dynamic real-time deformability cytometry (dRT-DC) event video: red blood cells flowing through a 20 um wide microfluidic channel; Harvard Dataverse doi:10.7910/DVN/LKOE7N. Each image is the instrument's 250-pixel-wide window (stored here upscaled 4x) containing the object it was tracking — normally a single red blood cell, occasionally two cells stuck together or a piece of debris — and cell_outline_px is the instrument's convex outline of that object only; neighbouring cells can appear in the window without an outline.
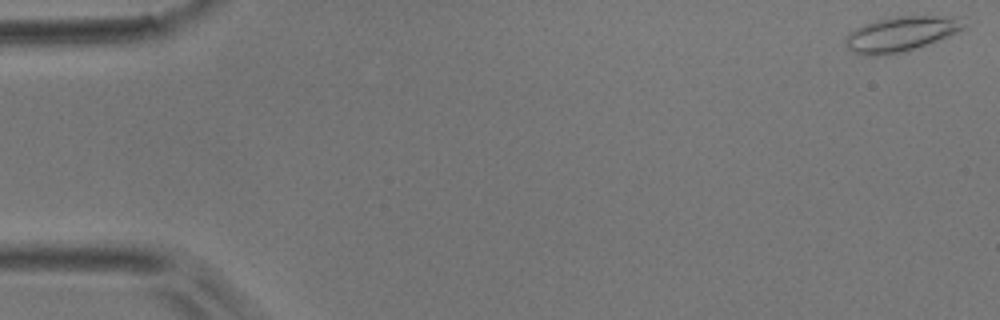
{"species": "common noctule bat (a hibernating species)", "species_latin": "Nyctalus noctula", "temperature_condition": "room temperature", "stored_images_in_passage": 9, "camera_frame_rate_fps": 3000, "um_per_image_px": 0.085, "animal": {"sex": "male", "body_mass_g": 17.9}, "frame": {"image": 1, "passage_image": 1, "time_ms": 0.0, "image_size_px": [1000, 320], "cell_outline_px": [[964, 28], [948, 36], [904, 52], [876, 56], [872, 56], [852, 52], [844, 44], [844, 40], [848, 32], [864, 24], [876, 20], [896, 16], [960, 16], [964, 24]], "centroid_in_image_um": [76.54, 2.88], "position_along_channel_um": 8.5, "area_um2": 24.04}}